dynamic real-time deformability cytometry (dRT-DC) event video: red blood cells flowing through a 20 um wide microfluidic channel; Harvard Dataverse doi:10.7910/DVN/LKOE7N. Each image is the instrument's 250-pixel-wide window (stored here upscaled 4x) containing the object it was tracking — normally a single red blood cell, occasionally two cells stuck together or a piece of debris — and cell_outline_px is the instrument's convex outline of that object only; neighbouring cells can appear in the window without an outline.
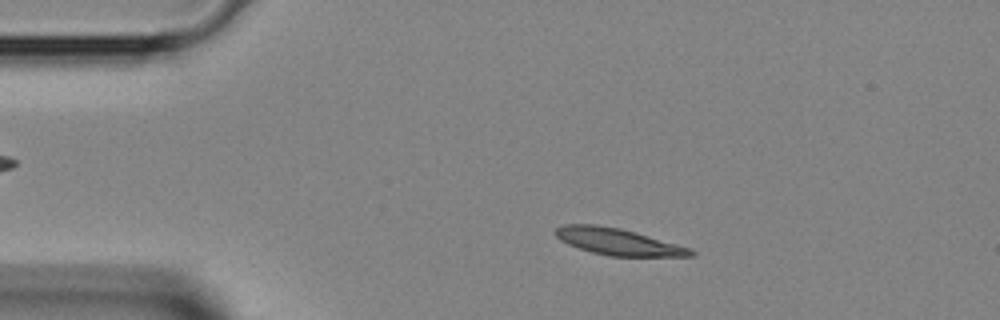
{"species": "Egyptian fruit bat (a non-hibernating species)", "species_latin": "Rousettus aegyptiacus", "temperature_condition": "room temperature", "stored_images_in_passage": 38, "camera_frame_rate_fps": 3000, "um_per_image_px": 0.085, "animal": {"sex": "female"}, "frame": {"image": 1, "passage_image": 4, "time_ms": 1.0, "image_size_px": [1000, 320], "cell_outline_px": [[696, 256], [608, 256], [592, 252], [568, 244], [560, 240], [552, 232], [556, 228], [564, 224], [596, 224], [620, 228], [636, 232], [692, 248], [696, 252]], "centroid_in_image_um": [52.54, 20.54], "position_along_channel_um": 32.5, "area_um2": 21.15}}
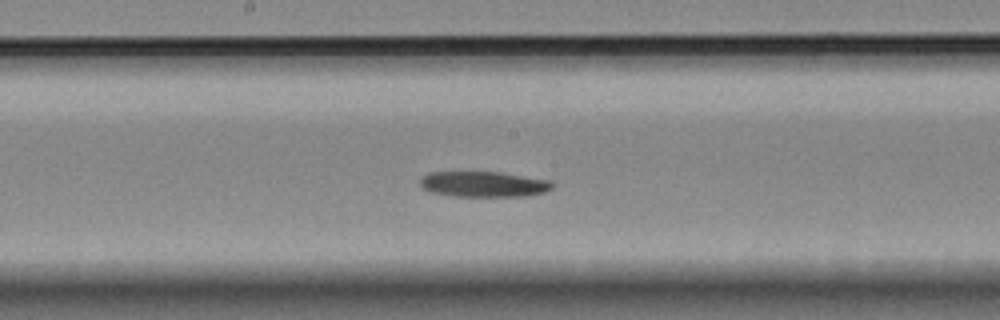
{"frame": {"image": 2, "passage_image": 18, "time_ms": 5.667, "image_size_px": [1000, 320], "cell_outline_px": [[556, 184], [552, 188], [544, 192], [528, 196], [452, 196], [432, 192], [420, 188], [420, 176], [428, 172], [500, 172], [552, 180]], "centroid_in_image_um": [41.11, 15.65], "position_along_channel_um": 207.1, "area_um2": 20.0}}
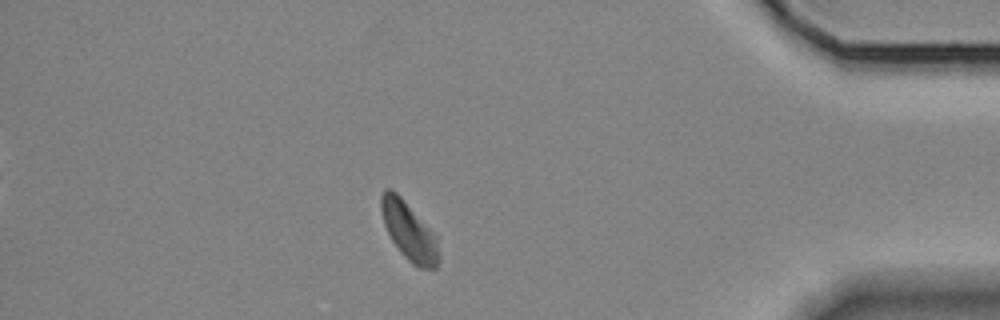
{"frame": {"image": 3, "passage_image": 33, "time_ms": 10.667, "image_size_px": [1000, 320], "cell_outline_px": [[440, 260], [436, 268], [416, 268], [400, 252], [392, 240], [384, 224], [380, 208], [380, 196], [384, 188], [392, 188], [404, 200], [436, 236], [440, 256]], "centroid_in_image_um": [34.75, 19.65], "position_along_channel_um": 400.4, "area_um2": 19.54}}